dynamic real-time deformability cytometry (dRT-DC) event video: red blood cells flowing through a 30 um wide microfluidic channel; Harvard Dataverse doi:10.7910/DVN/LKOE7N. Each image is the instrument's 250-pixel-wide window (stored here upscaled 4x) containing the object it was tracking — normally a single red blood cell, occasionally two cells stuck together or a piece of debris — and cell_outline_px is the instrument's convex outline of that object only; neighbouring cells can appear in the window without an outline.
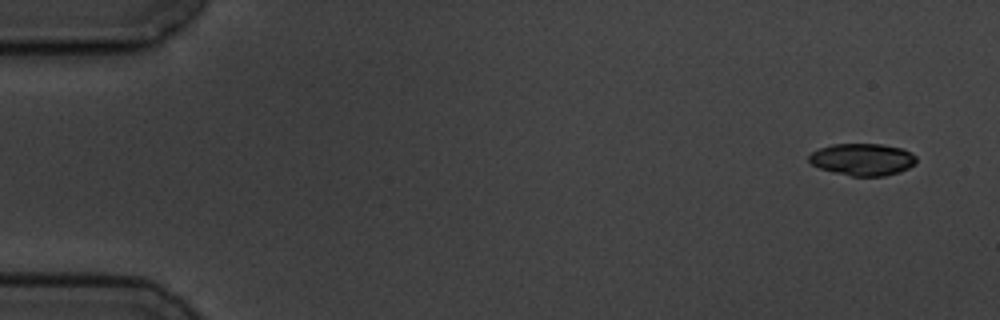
{"species": "common noctule bat (a hibernating species)", "species_latin": "Nyctalus noctula", "temperature_condition": "cold", "stored_images_in_passage": 5, "camera_frame_rate_fps": 3000, "um_per_image_px": 0.085, "animal": {"sex": "male", "body_mass_g": 19.5, "forearm_length_mm": 54.6}, "frame": {"image": 1, "passage_image": 1, "time_ms": 0.0, "image_size_px": [1000, 320], "cell_outline_px": [[916, 164], [900, 172], [884, 176], [852, 176], [820, 168], [812, 164], [808, 160], [808, 156], [812, 152], [820, 148], [832, 144], [884, 144], [900, 148], [912, 152], [916, 156]], "centroid_in_image_um": [73.34, 13.54], "position_along_channel_um": 11.7, "area_um2": 20.06}}
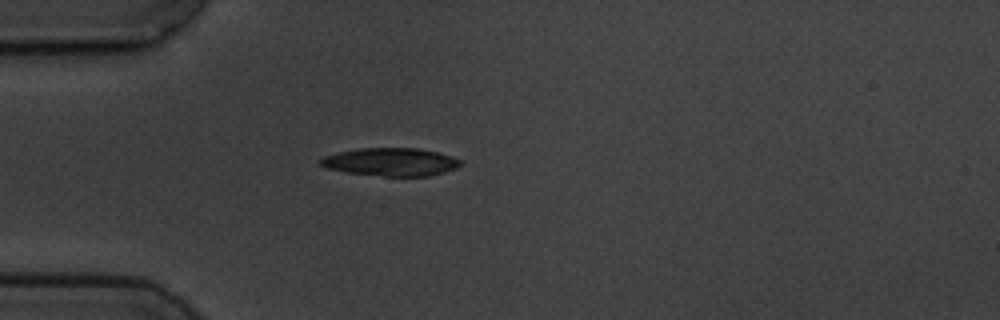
{"frame": {"image": 2, "passage_image": 4, "time_ms": 4.333, "image_size_px": [1000, 320], "cell_outline_px": [[460, 164], [456, 168], [444, 172], [428, 176], [384, 176], [348, 172], [328, 168], [320, 164], [320, 160], [324, 156], [340, 152], [360, 148], [416, 148], [436, 152], [460, 160]], "centroid_in_image_um": [33.21, 13.76], "position_along_channel_um": 51.8, "area_um2": 22.37}}